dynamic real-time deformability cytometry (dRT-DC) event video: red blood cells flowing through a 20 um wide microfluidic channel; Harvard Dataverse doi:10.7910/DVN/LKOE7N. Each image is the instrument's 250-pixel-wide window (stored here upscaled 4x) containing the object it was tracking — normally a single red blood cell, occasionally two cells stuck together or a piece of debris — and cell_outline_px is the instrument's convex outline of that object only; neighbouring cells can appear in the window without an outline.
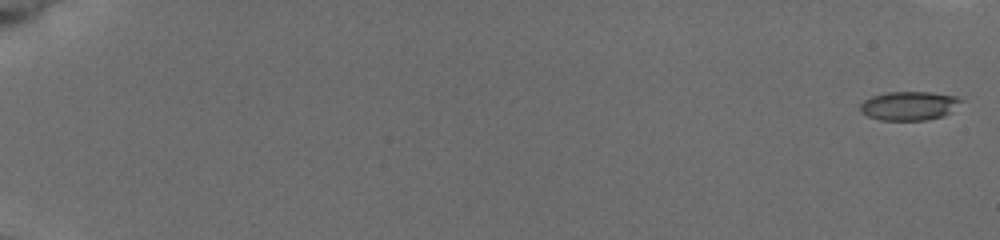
{"species": "common noctule bat (a hibernating species)", "species_latin": "Nyctalus noctula", "temperature_condition": "cold", "stored_images_in_passage": 8, "camera_frame_rate_fps": 3000, "um_per_image_px": 0.085, "animal": {"sex": "female", "body_mass_g": 19.5, "forearm_length_mm": 54.1}, "frame": {"image": 1, "passage_image": 1, "time_ms": 0.0, "image_size_px": [1000, 240], "cell_outline_px": [[960, 100], [948, 112], [940, 116], [924, 120], [880, 120], [868, 116], [860, 112], [860, 104], [864, 100], [872, 96], [888, 92], [928, 92], [956, 96]], "centroid_in_image_um": [77.16, 8.99], "position_along_channel_um": 7.8, "area_um2": 16.47}}